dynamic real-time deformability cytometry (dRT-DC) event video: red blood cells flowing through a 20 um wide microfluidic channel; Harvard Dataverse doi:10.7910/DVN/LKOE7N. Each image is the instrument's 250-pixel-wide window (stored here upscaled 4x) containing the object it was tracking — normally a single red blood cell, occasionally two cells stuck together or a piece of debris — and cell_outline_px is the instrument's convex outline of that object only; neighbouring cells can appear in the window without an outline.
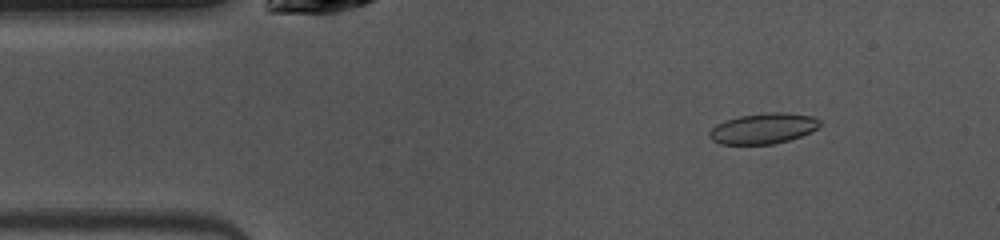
{"species": "common noctule bat (a hibernating species)", "species_latin": "Nyctalus noctula", "temperature_condition": "warm", "stored_images_in_passage": 45, "camera_frame_rate_fps": 3000, "um_per_image_px": 0.085, "animal": {"sex": "female", "body_mass_g": 10.0, "forearm_length_mm": 53.1}, "frame": {"image": 1, "passage_image": 3, "time_ms": 0.667, "image_size_px": [1000, 240], "cell_outline_px": [[820, 128], [812, 132], [788, 140], [772, 144], [720, 144], [712, 140], [708, 136], [708, 132], [716, 124], [740, 116], [768, 112], [784, 112], [812, 116], [820, 120]], "centroid_in_image_um": [64.89, 10.92], "position_along_channel_um": 20.1, "area_um2": 19.71}}
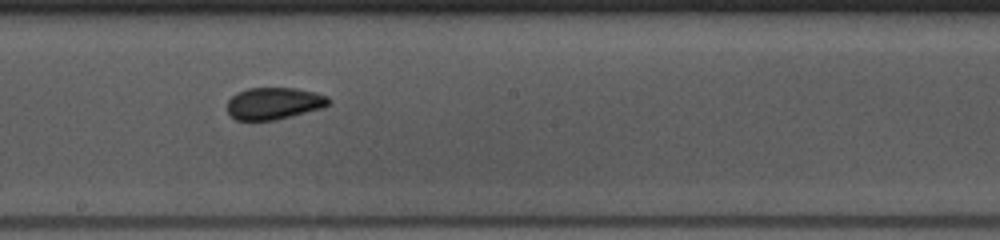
{"frame": {"image": 2, "passage_image": 22, "time_ms": 7.0, "image_size_px": [1000, 240], "cell_outline_px": [[332, 100], [324, 108], [276, 120], [236, 120], [228, 112], [228, 100], [236, 92], [248, 88], [296, 88], [328, 96]], "centroid_in_image_um": [23.3, 8.79], "position_along_channel_um": 224.9, "area_um2": 18.96}}
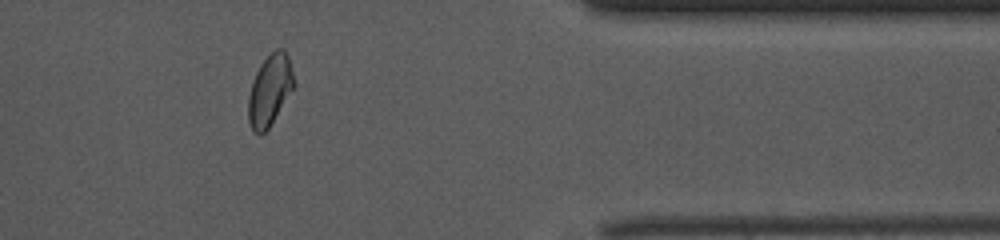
{"frame": {"image": 3, "passage_image": 36, "time_ms": 11.667, "image_size_px": [1000, 240], "cell_outline_px": [[296, 84], [268, 128], [260, 136], [252, 132], [248, 120], [248, 96], [256, 72], [260, 64], [276, 48], [284, 48], [288, 56]], "centroid_in_image_um": [22.93, 7.67], "position_along_channel_um": 388.5, "area_um2": 18.84}, "authors_computed_cell_mechanics": {"area_um2": 19.1318, "velocity_mm_per_s": 4.0341, "shape_relaxation_time_tau1_ms": 7.3971, "shape_relaxation_time_tau2_ms": 1.7923, "deformation_change_tau1": 0.1425, "deformation_change_tau2": 0.0523}}